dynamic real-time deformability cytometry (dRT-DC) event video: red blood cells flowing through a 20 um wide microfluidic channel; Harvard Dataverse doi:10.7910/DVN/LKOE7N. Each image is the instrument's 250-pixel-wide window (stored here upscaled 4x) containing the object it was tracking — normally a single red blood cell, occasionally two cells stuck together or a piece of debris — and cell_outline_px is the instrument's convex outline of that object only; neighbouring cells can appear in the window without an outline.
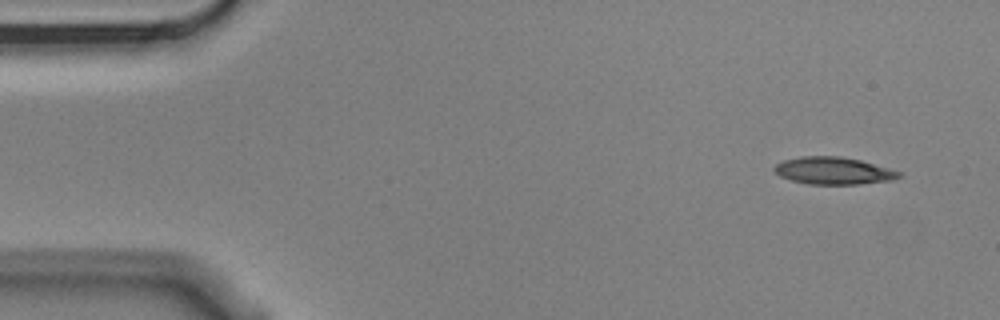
{"species": "Egyptian fruit bat (a non-hibernating species)", "species_latin": "Rousettus aegyptiacus", "temperature_condition": "cold", "stored_images_in_passage": 9, "camera_frame_rate_fps": 3000, "um_per_image_px": 0.085, "animal": {"sex": "male"}, "frame": {"image": 1, "passage_image": 1, "time_ms": 0.0, "image_size_px": [1000, 320], "cell_outline_px": [[900, 176], [892, 180], [860, 184], [808, 184], [792, 180], [780, 176], [772, 168], [776, 164], [784, 160], [800, 156], [840, 156], [860, 160], [900, 172]], "centroid_in_image_um": [70.8, 14.51], "position_along_channel_um": 14.2, "area_um2": 19.59}}
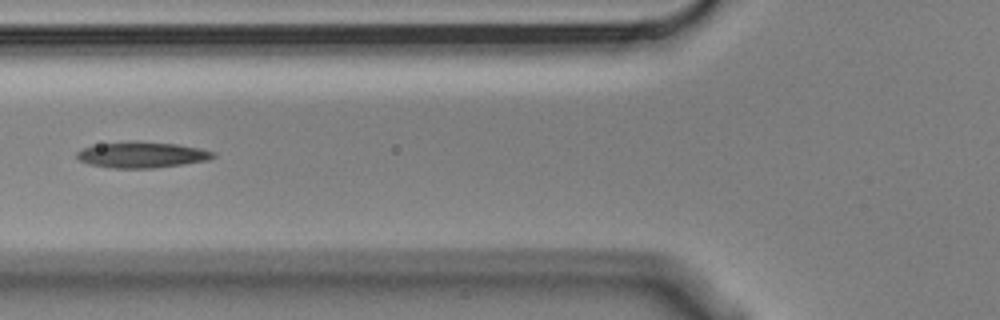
{"frame": {"image": 2, "passage_image": 6, "time_ms": 1.667, "image_size_px": [1000, 320], "cell_outline_px": [[216, 156], [208, 160], [152, 168], [112, 168], [88, 164], [80, 160], [76, 156], [76, 152], [84, 148], [100, 144], [128, 140], [176, 144], [216, 152]], "centroid_in_image_um": [12.03, 13.15], "position_along_channel_um": 113.8, "area_um2": 20.46}}
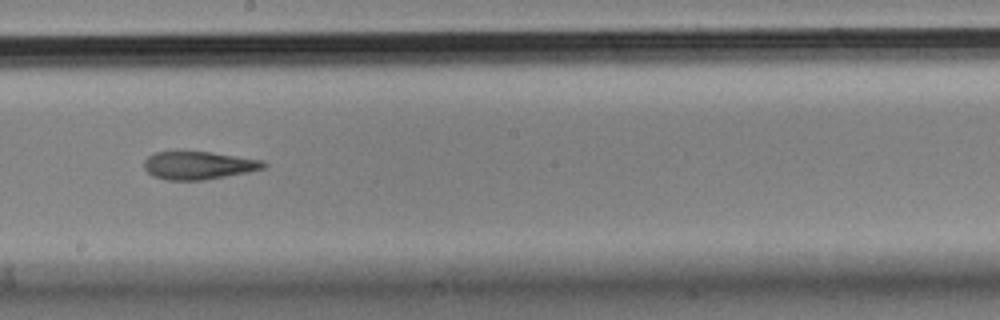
{"frame": {"image": 3, "passage_image": 9, "time_ms": 2.667, "image_size_px": [1000, 320], "cell_outline_px": [[268, 164], [264, 168], [248, 172], [204, 180], [168, 180], [152, 176], [144, 168], [144, 160], [148, 156], [156, 152], [176, 148], [208, 152], [264, 160]], "centroid_in_image_um": [16.82, 14.02], "position_along_channel_um": 231.4, "area_um2": 20.11}}